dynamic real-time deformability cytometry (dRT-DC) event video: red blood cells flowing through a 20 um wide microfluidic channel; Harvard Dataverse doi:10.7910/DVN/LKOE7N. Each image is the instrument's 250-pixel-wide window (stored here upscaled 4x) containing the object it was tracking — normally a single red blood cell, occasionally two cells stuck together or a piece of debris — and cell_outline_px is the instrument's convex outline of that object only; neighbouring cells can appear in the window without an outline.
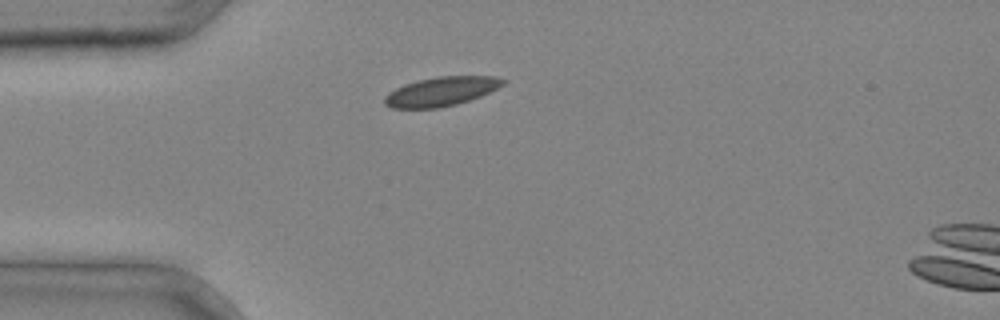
{"species": "common noctule bat (a hibernating species)", "species_latin": "Nyctalus noctula", "temperature_condition": "cold", "stored_images_in_passage": 2, "camera_frame_rate_fps": 3000, "um_per_image_px": 0.085, "animal": {"sex": "male", "body_mass_g": 20.4}, "frame": {"image": 1, "passage_image": 1, "time_ms": 0.0, "image_size_px": [1000, 320], "cell_outline_px": [[508, 80], [504, 84], [480, 96], [456, 104], [440, 108], [392, 108], [384, 104], [384, 96], [388, 92], [404, 84], [436, 76], [496, 76]], "centroid_in_image_um": [37.49, 7.77], "position_along_channel_um": 47.5, "area_um2": 20.06}}